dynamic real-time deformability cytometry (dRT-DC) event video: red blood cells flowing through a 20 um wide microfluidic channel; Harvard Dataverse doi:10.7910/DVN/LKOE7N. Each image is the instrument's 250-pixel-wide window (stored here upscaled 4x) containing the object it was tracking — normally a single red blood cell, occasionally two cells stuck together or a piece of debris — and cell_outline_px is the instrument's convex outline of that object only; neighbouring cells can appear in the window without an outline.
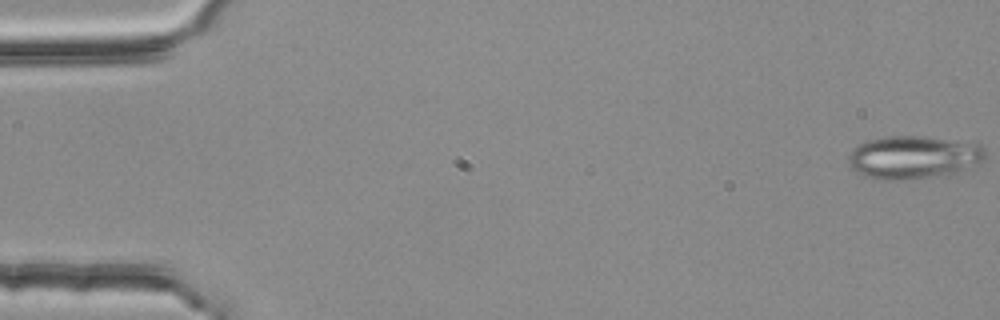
{"species": "common noctule bat (a hibernating species)", "species_latin": "Nyctalus noctula", "temperature_condition": "room temperature", "stored_images_in_passage": 55, "camera_frame_rate_fps": 3000, "um_per_image_px": 0.085, "animal": {"sex": "female", "body_mass_g": 25.1}, "frame": {"image": 1, "passage_image": 1, "time_ms": 0.0, "image_size_px": [1000, 320], "cell_outline_px": [[984, 160], [980, 164], [956, 172], [912, 180], [876, 180], [864, 176], [856, 172], [852, 168], [848, 160], [848, 152], [860, 144], [868, 140], [884, 136], [924, 136], [980, 144], [984, 148]], "centroid_in_image_um": [77.61, 13.38], "position_along_channel_um": 7.4, "area_um2": 34.56}}
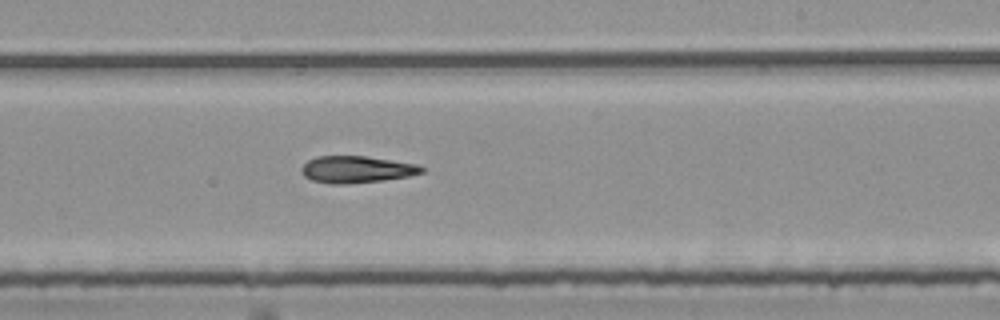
{"frame": {"image": 2, "passage_image": 33, "time_ms": 10.667, "image_size_px": [1000, 320], "cell_outline_px": [[428, 168], [424, 172], [408, 176], [384, 180], [344, 184], [328, 184], [312, 180], [304, 176], [300, 172], [300, 168], [308, 160], [316, 156], [364, 156], [420, 164]], "centroid_in_image_um": [30.33, 14.4], "position_along_channel_um": 258.7, "area_um2": 19.07}}
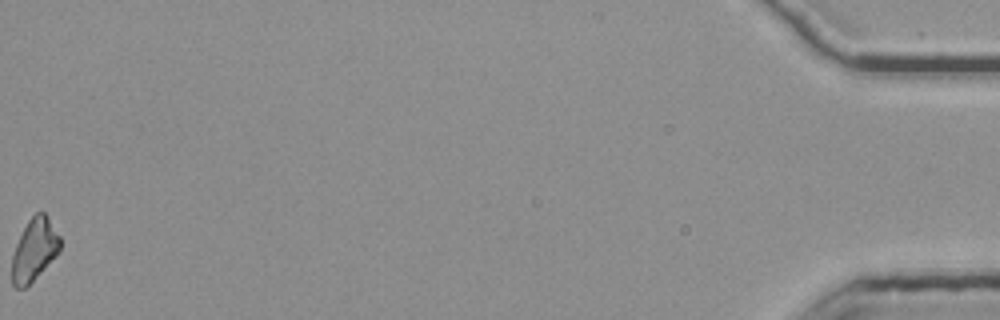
{"frame": {"image": 3, "passage_image": 55, "time_ms": 18.0, "image_size_px": [1000, 320], "cell_outline_px": [[60, 252], [24, 288], [16, 288], [12, 284], [12, 256], [16, 244], [28, 220], [36, 212], [44, 212], [48, 216], [60, 236]], "centroid_in_image_um": [2.93, 21.2], "position_along_channel_um": 432.3, "area_um2": 17.28}}